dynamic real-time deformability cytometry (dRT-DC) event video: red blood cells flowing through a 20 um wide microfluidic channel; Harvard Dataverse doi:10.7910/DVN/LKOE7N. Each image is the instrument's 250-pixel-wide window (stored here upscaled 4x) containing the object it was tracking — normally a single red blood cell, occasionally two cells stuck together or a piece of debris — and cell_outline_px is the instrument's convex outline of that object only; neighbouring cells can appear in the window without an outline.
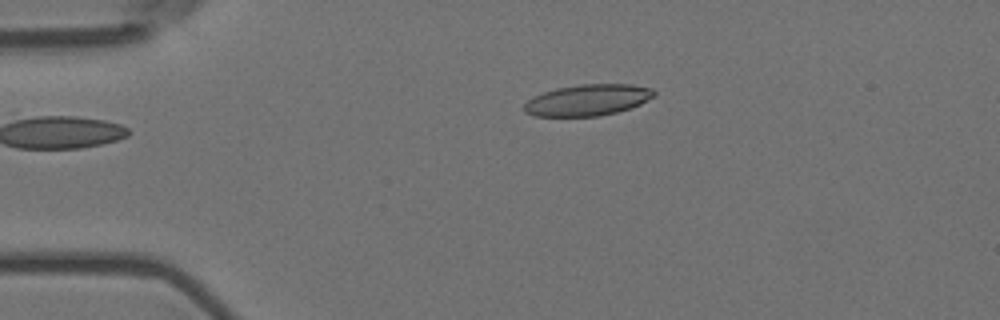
{"species": "Egyptian fruit bat (a non-hibernating species)", "species_latin": "Rousettus aegyptiacus", "temperature_condition": "room temperature", "stored_images_in_passage": 2, "camera_frame_rate_fps": 3000, "um_per_image_px": 0.085, "animal": {"sex": "female"}, "frame": {"image": 1, "passage_image": 1, "time_ms": 0.0, "image_size_px": [1000, 320], "cell_outline_px": [[656, 96], [640, 104], [616, 112], [600, 116], [536, 116], [524, 112], [524, 104], [532, 96], [556, 88], [580, 84], [632, 84], [652, 88], [656, 92]], "centroid_in_image_um": [49.96, 8.49], "position_along_channel_um": 35.0, "area_um2": 23.76}}